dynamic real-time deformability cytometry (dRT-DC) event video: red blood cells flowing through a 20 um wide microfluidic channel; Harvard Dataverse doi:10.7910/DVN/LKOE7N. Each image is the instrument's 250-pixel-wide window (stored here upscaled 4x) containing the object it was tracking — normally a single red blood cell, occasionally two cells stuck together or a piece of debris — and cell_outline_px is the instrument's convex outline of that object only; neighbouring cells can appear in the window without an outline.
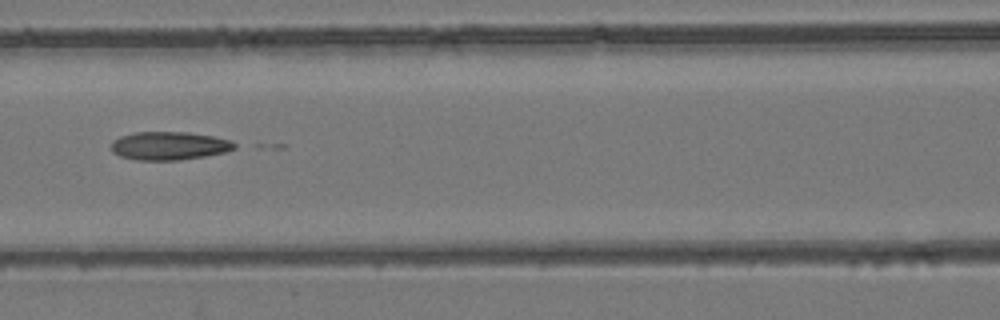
{"species": "common noctule bat (a hibernating species)", "species_latin": "Nyctalus noctula", "temperature_condition": "room temperature", "stored_images_in_passage": 7, "camera_frame_rate_fps": 3000, "um_per_image_px": 0.085, "animal": {"sex": "female", "body_mass_g": 24.6, "forearm_length_mm": 56.2}, "frame": {"image": 1, "passage_image": 7, "time_ms": 6.667, "image_size_px": [1000, 320], "cell_outline_px": [[240, 144], [236, 148], [224, 152], [204, 156], [180, 160], [136, 160], [120, 156], [112, 152], [112, 140], [120, 136], [136, 132], [188, 132], [212, 136], [232, 140]], "centroid_in_image_um": [14.41, 12.39], "position_along_channel_um": 152.2, "area_um2": 20.46}}